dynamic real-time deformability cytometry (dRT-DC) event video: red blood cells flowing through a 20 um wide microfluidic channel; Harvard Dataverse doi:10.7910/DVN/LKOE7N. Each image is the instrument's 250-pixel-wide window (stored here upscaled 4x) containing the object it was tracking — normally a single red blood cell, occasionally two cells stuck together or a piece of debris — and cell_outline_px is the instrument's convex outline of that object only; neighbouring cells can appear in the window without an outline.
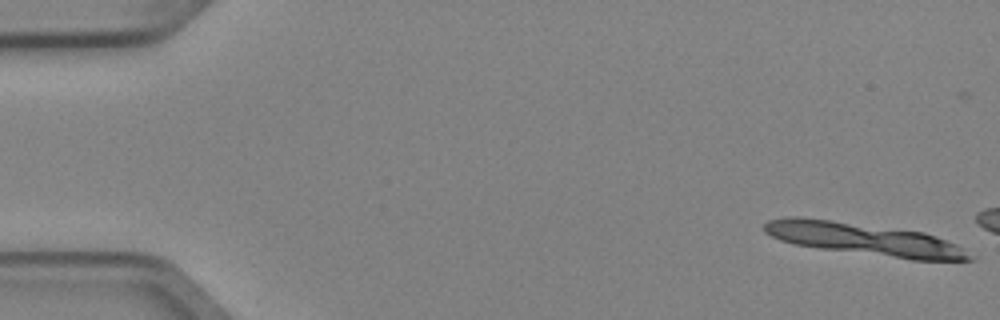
{"species": "Egyptian fruit bat (a non-hibernating species)", "species_latin": "Rousettus aegyptiacus", "temperature_condition": "cold", "stored_images_in_passage": 5, "camera_frame_rate_fps": 3000, "um_per_image_px": 0.085, "animal": {"sex": "female"}, "frame": {"image": 1, "passage_image": 1, "time_ms": 0.0, "image_size_px": [1000, 320], "cell_outline_px": [[972, 260], [912, 260], [820, 248], [796, 244], [780, 240], [764, 232], [764, 224], [768, 220], [788, 216], [796, 216], [832, 220], [924, 232], [936, 236], [956, 244]], "centroid_in_image_um": [73.38, 20.31], "position_along_channel_um": 11.6, "area_um2": 38.03}}